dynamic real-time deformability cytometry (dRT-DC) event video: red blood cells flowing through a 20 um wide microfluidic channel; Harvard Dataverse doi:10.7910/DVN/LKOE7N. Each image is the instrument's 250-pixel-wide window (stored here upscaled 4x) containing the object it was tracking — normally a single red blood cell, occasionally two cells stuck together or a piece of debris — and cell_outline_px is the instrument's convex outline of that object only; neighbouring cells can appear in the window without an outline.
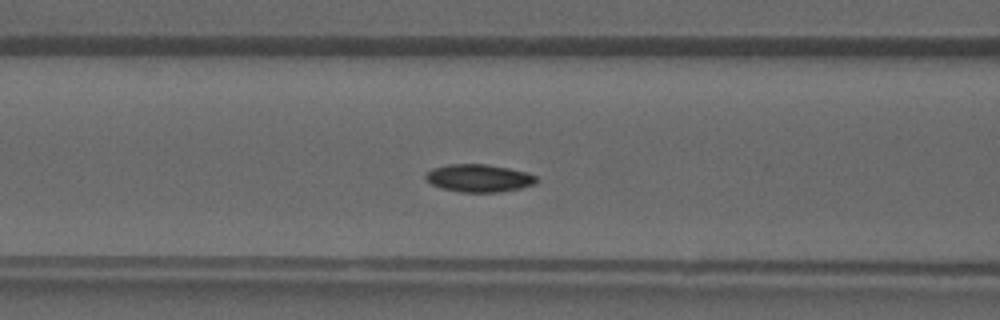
{"species": "common noctule bat (a hibernating species)", "species_latin": "Nyctalus noctula", "temperature_condition": "warm", "stored_images_in_passage": 32, "camera_frame_rate_fps": 3000, "um_per_image_px": 0.085, "animal": {"sex": "male", "forearm_length_mm": 52.5}, "frame": {"image": 1, "passage_image": 8, "time_ms": 2.333, "image_size_px": [1000, 320], "cell_outline_px": [[536, 184], [520, 188], [500, 192], [460, 192], [440, 188], [432, 184], [424, 176], [432, 168], [448, 164], [484, 164], [508, 168], [528, 172], [536, 176]], "centroid_in_image_um": [40.71, 15.14], "position_along_channel_um": 125.9, "area_um2": 17.86}}
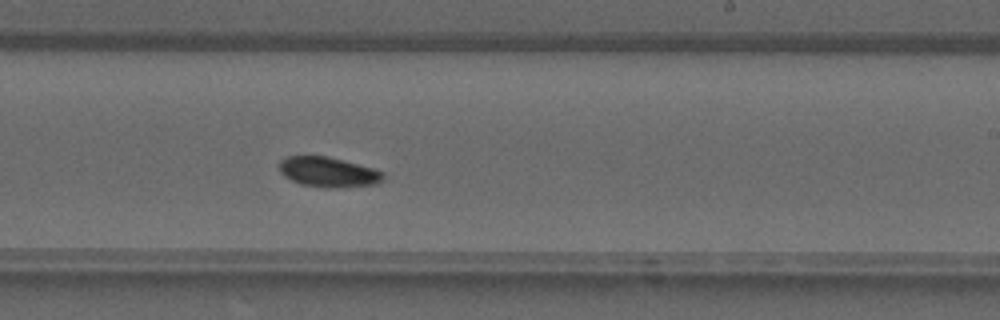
{"frame": {"image": 2, "passage_image": 16, "time_ms": 5.0, "image_size_px": [1000, 320], "cell_outline_px": [[384, 180], [376, 184], [336, 188], [320, 188], [300, 184], [284, 176], [280, 172], [280, 160], [288, 156], [328, 156], [372, 168], [384, 172]], "centroid_in_image_um": [27.91, 14.64], "position_along_channel_um": 261.1, "area_um2": 18.26}}
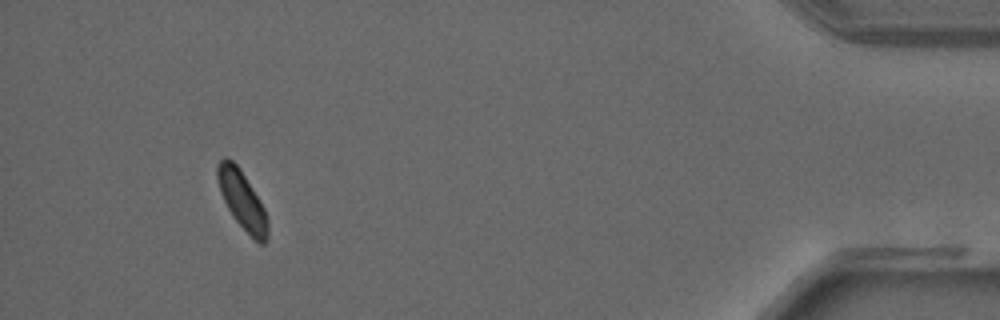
{"frame": {"image": 3, "passage_image": 29, "time_ms": 9.333, "image_size_px": [1000, 320], "cell_outline_px": [[268, 240], [264, 244], [260, 244], [232, 216], [220, 192], [216, 176], [216, 164], [224, 156], [232, 160], [240, 168], [260, 200], [264, 208], [268, 220]], "centroid_in_image_um": [20.57, 16.97], "position_along_channel_um": 414.6, "area_um2": 17.05}}